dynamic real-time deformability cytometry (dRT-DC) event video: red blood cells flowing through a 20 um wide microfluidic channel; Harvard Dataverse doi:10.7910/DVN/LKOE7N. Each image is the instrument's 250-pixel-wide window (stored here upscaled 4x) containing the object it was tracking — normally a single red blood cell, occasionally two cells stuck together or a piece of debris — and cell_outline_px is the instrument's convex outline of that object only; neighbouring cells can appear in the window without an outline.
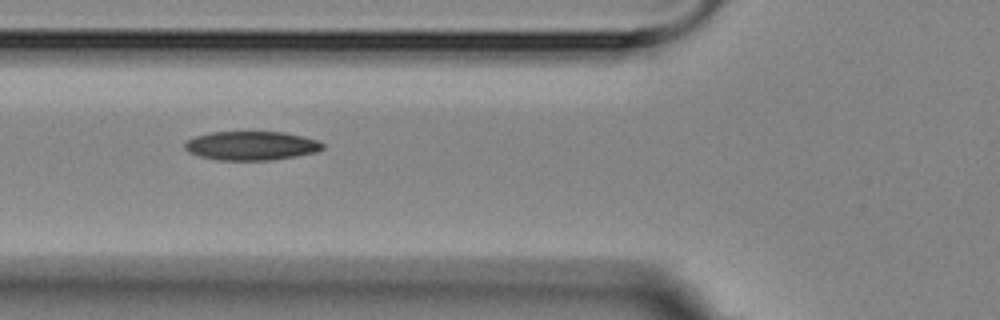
{"species": "Egyptian fruit bat (a non-hibernating species)", "species_latin": "Rousettus aegyptiacus", "temperature_condition": "room temperature", "stored_images_in_passage": 7, "camera_frame_rate_fps": 3000, "um_per_image_px": 0.085, "animal": {"sex": "female"}, "frame": {"image": 1, "passage_image": 6, "time_ms": 7.667, "image_size_px": [1000, 320], "cell_outline_px": [[324, 148], [316, 152], [296, 156], [272, 160], [216, 160], [200, 156], [188, 152], [184, 148], [184, 144], [188, 140], [196, 136], [212, 132], [284, 132], [316, 140], [324, 144]], "centroid_in_image_um": [21.35, 12.39], "position_along_channel_um": 104.5, "area_um2": 23.12}}
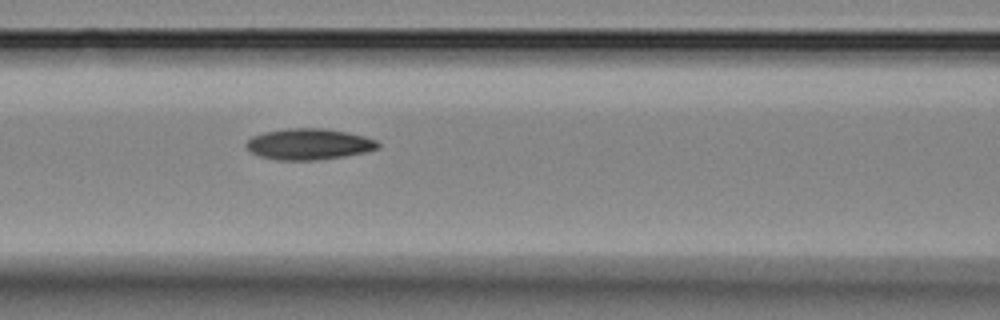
{"frame": {"image": 2, "passage_image": 7, "time_ms": 8.667, "image_size_px": [1000, 320], "cell_outline_px": [[380, 148], [368, 152], [344, 156], [316, 160], [276, 160], [260, 156], [252, 152], [244, 144], [252, 136], [264, 132], [288, 128], [324, 128], [348, 132], [364, 136], [376, 140], [380, 144]], "centroid_in_image_um": [26.28, 12.25], "position_along_channel_um": 140.3, "area_um2": 23.99}}